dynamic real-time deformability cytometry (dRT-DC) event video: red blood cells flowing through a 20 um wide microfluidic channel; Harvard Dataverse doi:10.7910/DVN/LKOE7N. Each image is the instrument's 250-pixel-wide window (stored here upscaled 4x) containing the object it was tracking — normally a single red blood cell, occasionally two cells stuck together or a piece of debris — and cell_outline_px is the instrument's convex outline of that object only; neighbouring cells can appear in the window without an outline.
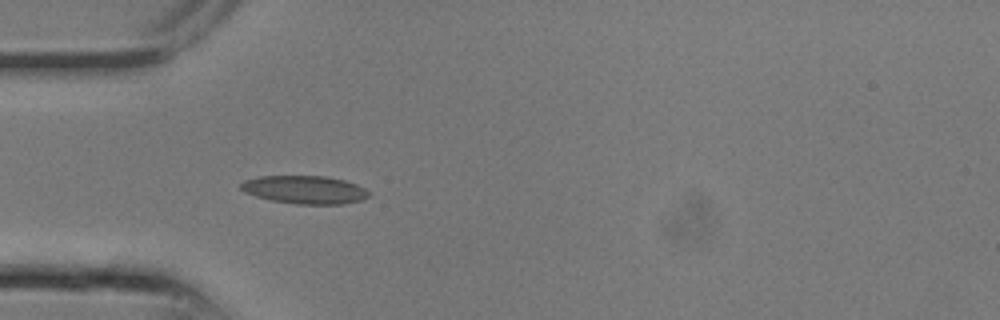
{"species": "common noctule bat (a hibernating species)", "species_latin": "Nyctalus noctula", "temperature_condition": "room temperature", "stored_images_in_passage": 7, "camera_frame_rate_fps": 3000, "um_per_image_px": 0.085, "animal": {"sex": "male", "body_mass_g": 13.3}, "frame": {"image": 1, "passage_image": 7, "time_ms": 2.0, "image_size_px": [1000, 320], "cell_outline_px": [[372, 192], [368, 196], [360, 200], [344, 204], [296, 204], [272, 200], [256, 196], [244, 192], [240, 188], [240, 184], [244, 180], [260, 176], [328, 176], [344, 180], [356, 184]], "centroid_in_image_um": [25.91, 16.12], "position_along_channel_um": 59.1, "area_um2": 20.98}}